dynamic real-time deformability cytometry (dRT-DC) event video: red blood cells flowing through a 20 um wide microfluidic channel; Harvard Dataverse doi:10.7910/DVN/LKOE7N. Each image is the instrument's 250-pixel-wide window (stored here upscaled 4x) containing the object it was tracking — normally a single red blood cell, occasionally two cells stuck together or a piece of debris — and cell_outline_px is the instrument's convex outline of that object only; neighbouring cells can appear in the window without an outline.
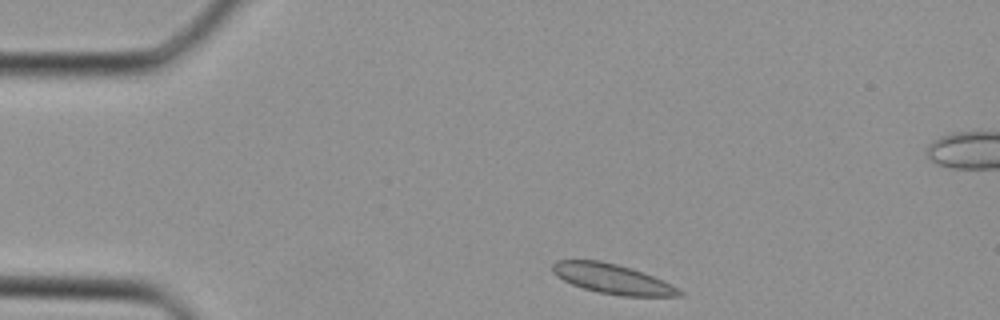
{"species": "Egyptian fruit bat (a non-hibernating species)", "species_latin": "Rousettus aegyptiacus", "temperature_condition": "cold", "stored_images_in_passage": 33, "camera_frame_rate_fps": 3000, "um_per_image_px": 0.085, "animal": {"sex": "female"}, "frame": {"image": 1, "passage_image": 1, "time_ms": 0.0, "image_size_px": [1000, 320], "cell_outline_px": [[684, 296], [620, 296], [596, 292], [572, 284], [556, 276], [552, 272], [552, 264], [556, 260], [600, 260], [632, 268], [644, 272], [672, 284], [684, 292]], "centroid_in_image_um": [52.08, 23.71], "position_along_channel_um": 32.9, "area_um2": 22.2}}
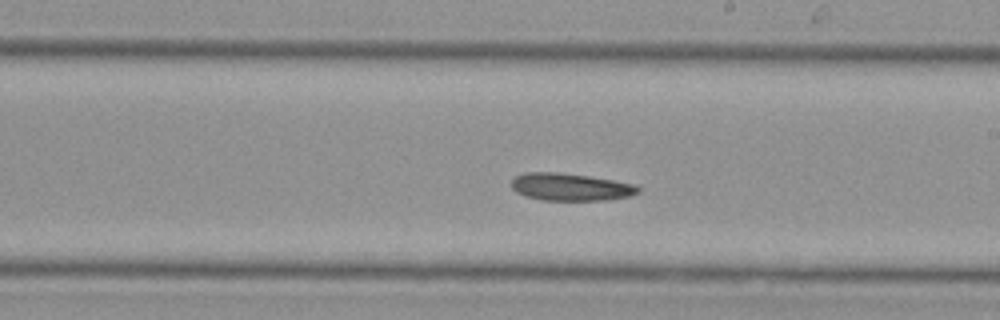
{"frame": {"image": 2, "passage_image": 16, "time_ms": 5.0, "image_size_px": [1000, 320], "cell_outline_px": [[640, 192], [628, 196], [608, 200], [540, 200], [524, 196], [516, 192], [512, 188], [512, 180], [516, 176], [524, 172], [560, 172], [588, 176], [612, 180], [632, 184], [640, 188]], "centroid_in_image_um": [48.45, 15.89], "position_along_channel_um": 240.6, "area_um2": 20.23}}
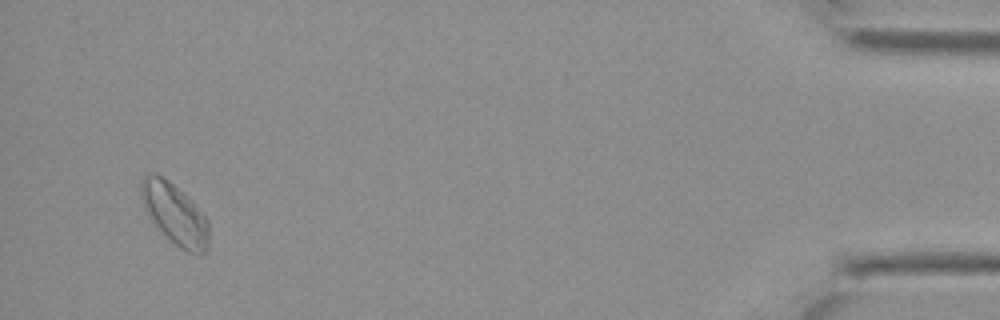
{"frame": {"image": 3, "passage_image": 31, "time_ms": 10.0, "image_size_px": [1000, 320], "cell_outline_px": [[208, 248], [204, 252], [196, 256], [180, 248], [152, 220], [144, 208], [140, 192], [140, 180], [144, 176], [164, 176], [188, 196], [192, 200], [208, 220]], "centroid_in_image_um": [14.88, 18.19], "position_along_channel_um": 420.3, "area_um2": 23.7}}